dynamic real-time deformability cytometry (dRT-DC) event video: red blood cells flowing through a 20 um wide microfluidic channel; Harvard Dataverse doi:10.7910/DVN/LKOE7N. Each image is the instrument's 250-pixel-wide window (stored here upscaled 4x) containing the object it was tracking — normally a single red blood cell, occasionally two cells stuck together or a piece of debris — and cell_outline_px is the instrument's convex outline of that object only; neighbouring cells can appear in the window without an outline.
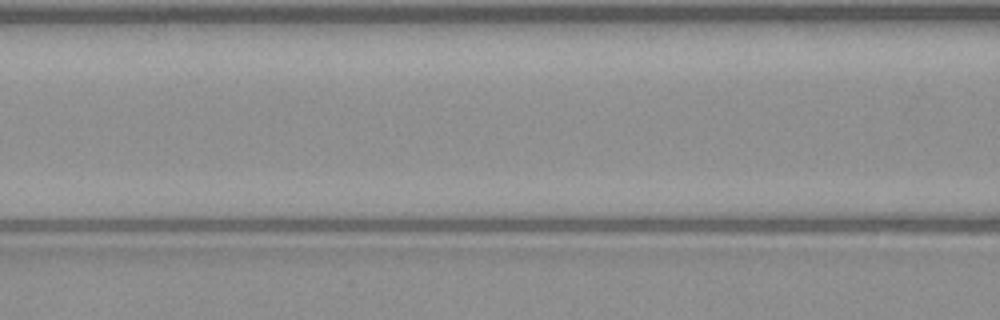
{"species": "common noctule bat (a hibernating species)", "species_latin": "Nyctalus noctula", "temperature_condition": "warm", "stored_images_in_passage": 3, "camera_frame_rate_fps": 3000, "um_per_image_px": 0.085, "animal": {"sex": "male", "body_mass_g": 23.1, "forearm_length_mm": 52.7}, "frame": {"image": 1, "passage_image": 3, "time_ms": 0.667, "image_size_px": [1000, 320], "cell_outline_px": [[908, 220], [904, 228], [892, 232], [812, 232], [812, 212], [900, 212]], "centroid_in_image_um": [72.92, 18.86], "position_along_channel_um": 93.7, "area_um2": 13.24}}